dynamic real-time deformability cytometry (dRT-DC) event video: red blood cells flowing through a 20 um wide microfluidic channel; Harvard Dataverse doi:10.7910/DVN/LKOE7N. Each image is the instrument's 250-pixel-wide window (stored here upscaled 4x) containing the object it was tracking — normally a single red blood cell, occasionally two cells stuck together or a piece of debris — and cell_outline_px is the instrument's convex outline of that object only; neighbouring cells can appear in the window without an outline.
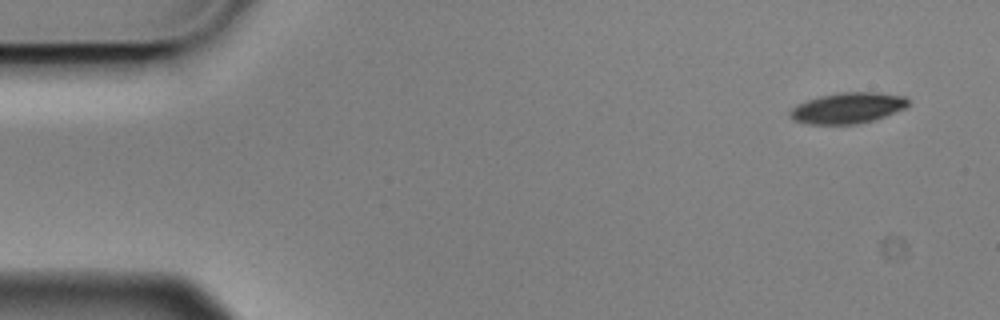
{"species": "Egyptian fruit bat (a non-hibernating species)", "species_latin": "Rousettus aegyptiacus", "temperature_condition": "cold", "stored_images_in_passage": 4, "camera_frame_rate_fps": 3000, "um_per_image_px": 0.085, "animal": {"sex": "male"}, "frame": {"image": 1, "passage_image": 1, "time_ms": 0.0, "image_size_px": [1000, 320], "cell_outline_px": [[908, 104], [904, 108], [884, 116], [872, 120], [856, 124], [808, 124], [796, 120], [788, 116], [788, 112], [796, 104], [820, 96], [840, 92], [880, 92], [904, 96], [908, 100]], "centroid_in_image_um": [72.02, 9.17], "position_along_channel_um": 13.0, "area_um2": 21.1}}